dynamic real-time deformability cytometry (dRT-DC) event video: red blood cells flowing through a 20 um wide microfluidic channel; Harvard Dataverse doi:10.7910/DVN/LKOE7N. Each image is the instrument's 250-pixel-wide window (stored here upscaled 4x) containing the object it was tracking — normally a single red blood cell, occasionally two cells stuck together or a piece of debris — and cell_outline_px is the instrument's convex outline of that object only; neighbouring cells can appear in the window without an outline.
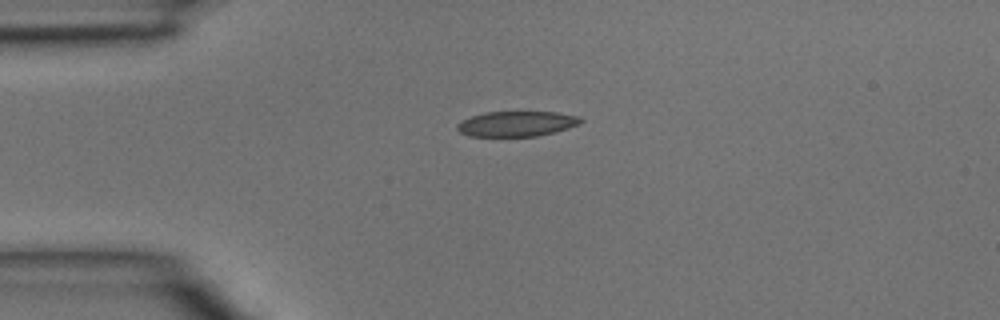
{"species": "common noctule bat (a hibernating species)", "species_latin": "Nyctalus noctula", "temperature_condition": "room temperature", "stored_images_in_passage": 2, "segment_of_instrument_passage": [1, 2], "camera_frame_rate_fps": 3000, "um_per_image_px": 0.085, "animal": {"sex": "male", "body_mass_g": 15.6}, "frame": {"image": 1, "passage_image": 1, "time_ms": 0.0, "image_size_px": [1000, 320], "cell_outline_px": [[584, 120], [580, 124], [568, 128], [536, 136], [468, 136], [460, 132], [456, 128], [456, 124], [472, 116], [484, 112], [556, 112], [580, 116]], "centroid_in_image_um": [43.93, 10.52], "position_along_channel_um": 41.1, "area_um2": 18.09}}